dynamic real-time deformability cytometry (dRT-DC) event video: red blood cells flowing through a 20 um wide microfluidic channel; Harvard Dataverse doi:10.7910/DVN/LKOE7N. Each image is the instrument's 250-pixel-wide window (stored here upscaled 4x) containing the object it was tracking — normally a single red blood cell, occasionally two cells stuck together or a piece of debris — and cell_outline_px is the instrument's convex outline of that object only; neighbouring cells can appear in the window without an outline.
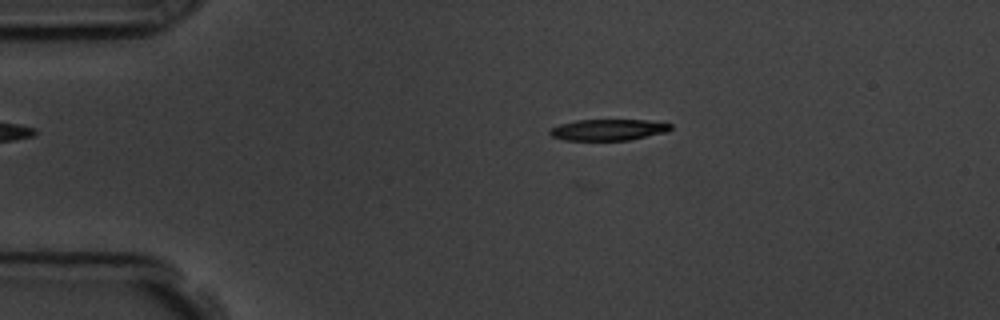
{"species": "common noctule bat (a hibernating species)", "species_latin": "Nyctalus noctula", "temperature_condition": "room temperature", "stored_images_in_passage": 49, "camera_frame_rate_fps": 3000, "um_per_image_px": 0.085, "animal": {"sex": "male", "body_mass_g": 19.5, "forearm_length_mm": 54.6}, "frame": {"image": 1, "passage_image": 4, "time_ms": 1.0, "image_size_px": [1000, 320], "cell_outline_px": [[672, 128], [668, 132], [628, 140], [564, 140], [552, 136], [548, 132], [552, 128], [560, 124], [576, 120], [648, 120], [672, 124]], "centroid_in_image_um": [51.73, 11.03], "position_along_channel_um": 33.3, "area_um2": 14.91}}
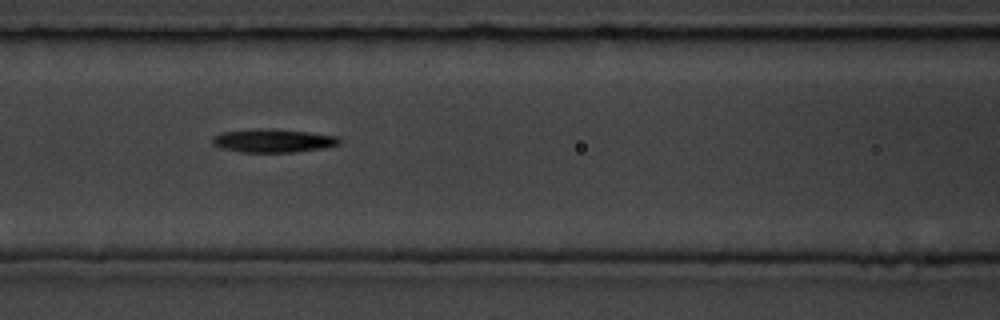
{"frame": {"image": 2, "passage_image": 17, "time_ms": 5.333, "image_size_px": [1000, 320], "cell_outline_px": [[340, 144], [324, 148], [292, 152], [240, 152], [220, 148], [212, 144], [212, 136], [220, 132], [252, 128], [276, 128], [308, 132], [336, 136], [340, 140]], "centroid_in_image_um": [23.15, 11.94], "position_along_channel_um": 143.5, "area_um2": 17.63}}
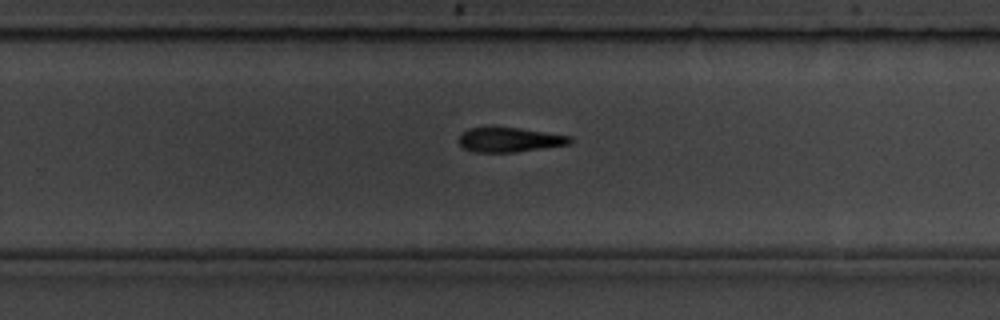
{"frame": {"image": 3, "passage_image": 29, "time_ms": 9.333, "image_size_px": [1000, 320], "cell_outline_px": [[572, 144], [516, 152], [476, 152], [464, 148], [456, 140], [468, 128], [520, 128], [572, 136]], "centroid_in_image_um": [43.35, 11.89], "position_along_channel_um": 286.5, "area_um2": 15.84}, "authors_computed_cell_mechanics": {"area_um2": 16.473, "velocity_mm_per_s": 3.5926, "shape_relaxation_time_tau1_ms": 4.5328, "shape_relaxation_time_tau2_ms": null, "deformation_change_tau1": 0.1569, "deformation_change_tau2": null}}